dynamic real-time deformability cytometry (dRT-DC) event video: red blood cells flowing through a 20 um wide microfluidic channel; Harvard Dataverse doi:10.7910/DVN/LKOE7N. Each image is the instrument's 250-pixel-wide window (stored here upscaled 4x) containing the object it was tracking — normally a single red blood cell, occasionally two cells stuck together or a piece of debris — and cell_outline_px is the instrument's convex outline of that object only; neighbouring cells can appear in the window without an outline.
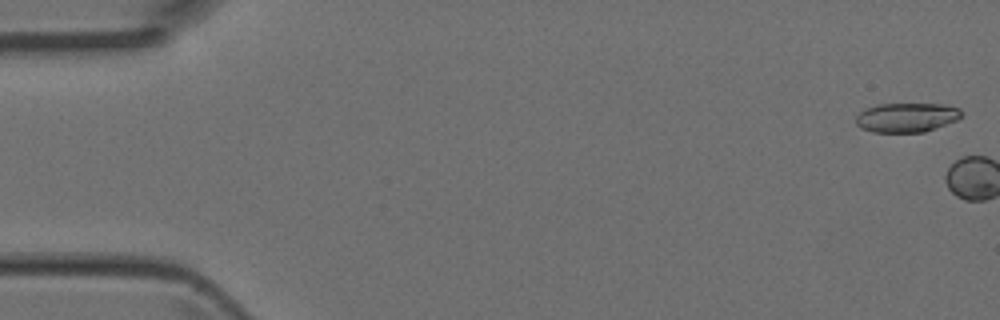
{"species": "Egyptian fruit bat (a non-hibernating species)", "species_latin": "Rousettus aegyptiacus", "temperature_condition": "room temperature", "stored_images_in_passage": 2, "camera_frame_rate_fps": 3000, "um_per_image_px": 0.085, "animal": {"sex": "female"}, "frame": {"image": 1, "passage_image": 1, "time_ms": 0.0, "image_size_px": [1000, 320], "cell_outline_px": [[964, 112], [956, 120], [936, 128], [924, 132], [872, 132], [860, 128], [856, 124], [856, 116], [864, 108], [876, 104], [944, 104], [960, 108]], "centroid_in_image_um": [77.04, 9.98], "position_along_channel_um": 8.0, "area_um2": 18.21}}